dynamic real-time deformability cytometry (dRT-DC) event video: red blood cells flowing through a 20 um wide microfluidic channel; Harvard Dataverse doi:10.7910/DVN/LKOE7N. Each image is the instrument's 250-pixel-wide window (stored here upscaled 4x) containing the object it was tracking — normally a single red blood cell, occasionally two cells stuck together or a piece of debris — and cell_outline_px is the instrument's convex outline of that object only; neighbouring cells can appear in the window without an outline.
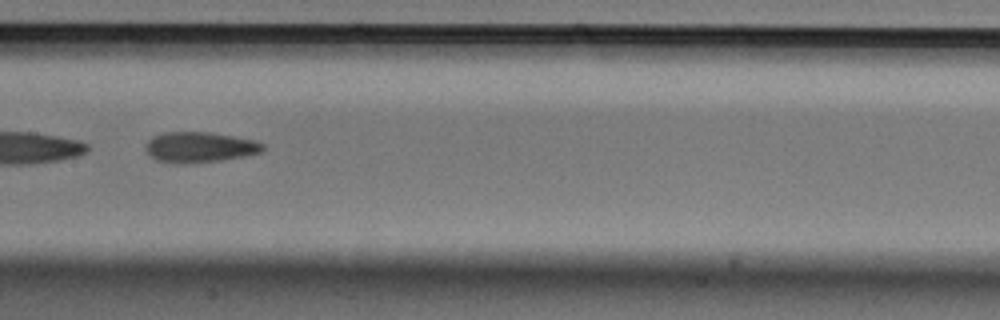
{"species": "Egyptian fruit bat (a non-hibernating species)", "species_latin": "Rousettus aegyptiacus", "temperature_condition": "cold", "stored_images_in_passage": 16, "camera_frame_rate_fps": 3000, "um_per_image_px": 0.085, "animal": {"sex": "male"}, "frame": {"image": 1, "passage_image": 12, "time_ms": 3.667, "image_size_px": [1000, 320], "cell_outline_px": [[264, 148], [260, 152], [248, 156], [224, 160], [192, 164], [172, 164], [156, 160], [148, 156], [144, 148], [148, 140], [152, 136], [164, 132], [208, 132], [232, 136], [252, 140], [264, 144]], "centroid_in_image_um": [16.91, 12.54], "position_along_channel_um": 190.5, "area_um2": 21.27}}